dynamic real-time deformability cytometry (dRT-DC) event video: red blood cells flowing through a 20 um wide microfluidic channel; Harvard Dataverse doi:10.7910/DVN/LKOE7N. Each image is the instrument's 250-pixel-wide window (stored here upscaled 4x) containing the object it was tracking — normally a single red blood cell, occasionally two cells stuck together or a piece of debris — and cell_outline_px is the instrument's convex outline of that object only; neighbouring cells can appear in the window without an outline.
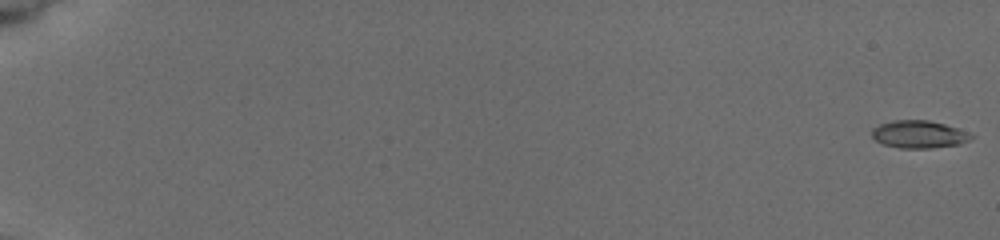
{"species": "common noctule bat (a hibernating species)", "species_latin": "Nyctalus noctula", "temperature_condition": "cold", "stored_images_in_passage": 12, "camera_frame_rate_fps": 3000, "um_per_image_px": 0.085, "animal": {"sex": "female", "body_mass_g": 19.5, "forearm_length_mm": 54.1}, "frame": {"image": 1, "passage_image": 1, "time_ms": 0.0, "image_size_px": [1000, 240], "cell_outline_px": [[976, 136], [960, 144], [932, 148], [900, 148], [884, 144], [876, 140], [872, 136], [872, 128], [880, 124], [892, 120], [928, 120], [944, 124], [956, 128]], "centroid_in_image_um": [78.09, 11.42], "position_along_channel_um": 6.9, "area_um2": 15.84}}
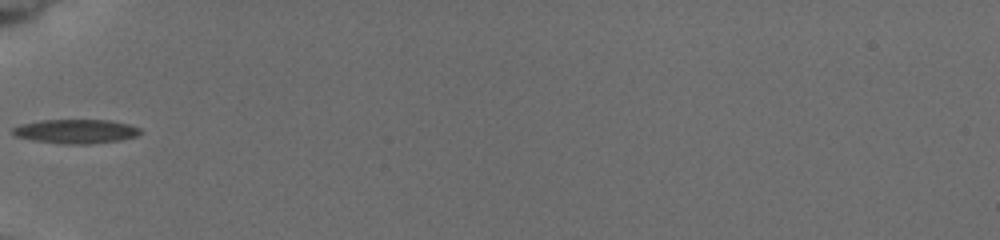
{"frame": {"image": 2, "passage_image": 9, "time_ms": 7.333, "image_size_px": [1000, 240], "cell_outline_px": [[144, 132], [136, 136], [120, 140], [92, 144], [64, 144], [32, 140], [16, 136], [12, 132], [12, 128], [20, 124], [40, 120], [108, 120], [128, 124], [140, 128]], "centroid_in_image_um": [6.46, 11.16], "position_along_channel_um": 78.5, "area_um2": 18.03}}
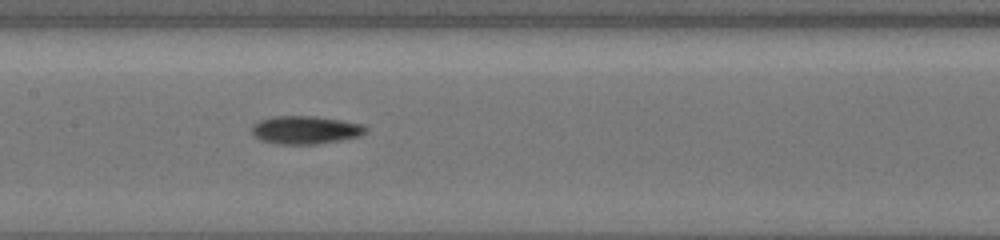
{"frame": {"image": 3, "passage_image": 12, "time_ms": 10.0, "image_size_px": [1000, 240], "cell_outline_px": [[368, 128], [360, 136], [344, 140], [316, 144], [276, 144], [260, 140], [252, 132], [252, 124], [260, 120], [272, 116], [316, 116], [364, 124]], "centroid_in_image_um": [25.97, 11.04], "position_along_channel_um": 181.4, "area_um2": 18.79}}